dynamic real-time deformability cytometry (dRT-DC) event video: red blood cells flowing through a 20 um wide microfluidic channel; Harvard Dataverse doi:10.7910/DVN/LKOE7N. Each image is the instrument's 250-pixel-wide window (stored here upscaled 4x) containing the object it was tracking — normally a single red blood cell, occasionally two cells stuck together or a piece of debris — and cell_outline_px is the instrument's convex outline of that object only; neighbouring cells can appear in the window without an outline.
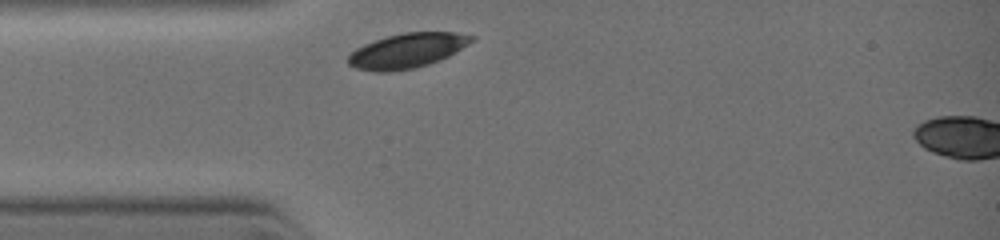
{"species": "common noctule bat (a hibernating species)", "species_latin": "Nyctalus noctula", "temperature_condition": "warm", "stored_images_in_passage": 3, "camera_frame_rate_fps": 3000, "um_per_image_px": 0.085, "animal": {"sex": "female", "body_mass_g": 19.0, "forearm_length_mm": 51.5}, "frame": {"image": 1, "passage_image": 1, "time_ms": 0.0, "image_size_px": [1000, 240], "cell_outline_px": [[476, 40], [448, 56], [428, 64], [412, 68], [388, 72], [376, 72], [356, 68], [348, 64], [348, 56], [356, 48], [364, 44], [388, 36], [404, 32], [456, 32], [476, 36]], "centroid_in_image_um": [34.63, 4.29], "position_along_channel_um": 50.4, "area_um2": 24.85}}